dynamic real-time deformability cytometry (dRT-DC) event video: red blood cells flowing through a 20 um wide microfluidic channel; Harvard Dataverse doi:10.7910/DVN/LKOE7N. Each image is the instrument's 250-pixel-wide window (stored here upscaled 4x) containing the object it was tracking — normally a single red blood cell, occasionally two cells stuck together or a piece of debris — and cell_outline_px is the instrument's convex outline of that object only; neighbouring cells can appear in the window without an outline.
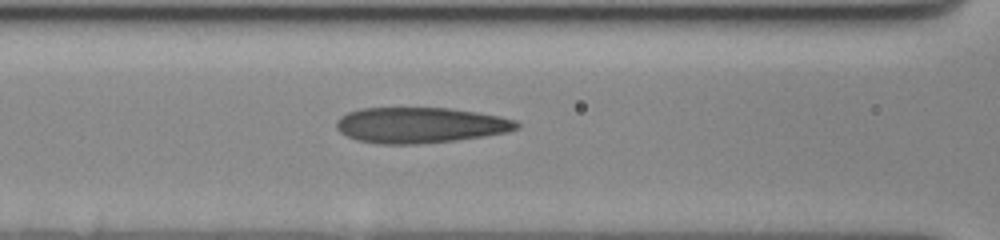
{"species": "human", "species_latin": "Homo sapiens", "temperature_condition": "cold", "stored_images_in_passage": 46, "camera_frame_rate_fps": 3000, "um_per_image_px": 0.085, "donor": {"sex": "female"}, "frame": {"image": 1, "passage_image": 20, "time_ms": 6.333, "image_size_px": [1000, 240], "cell_outline_px": [[520, 124], [516, 128], [508, 132], [484, 136], [456, 140], [416, 144], [380, 144], [356, 140], [340, 132], [336, 128], [336, 120], [340, 116], [348, 112], [360, 108], [448, 108], [476, 112], [500, 116], [516, 120]], "centroid_in_image_um": [35.7, 10.63], "position_along_channel_um": 130.9, "area_um2": 37.51}}
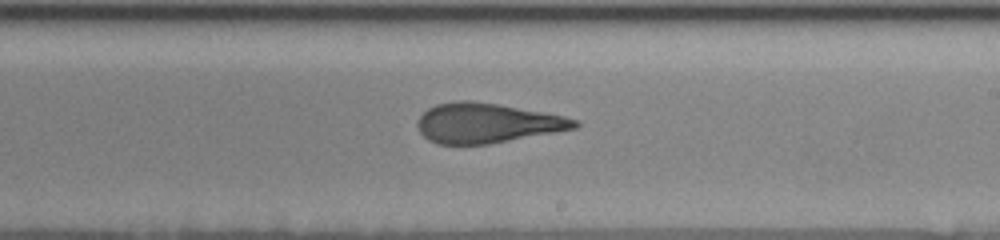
{"frame": {"image": 2, "passage_image": 30, "time_ms": 9.667, "image_size_px": [1000, 240], "cell_outline_px": [[580, 124], [576, 128], [488, 144], [436, 144], [428, 140], [420, 132], [416, 124], [420, 116], [428, 108], [436, 104], [456, 100], [468, 100], [496, 104], [564, 116], [576, 120]], "centroid_in_image_um": [41.33, 10.46], "position_along_channel_um": 247.7, "area_um2": 36.07}}
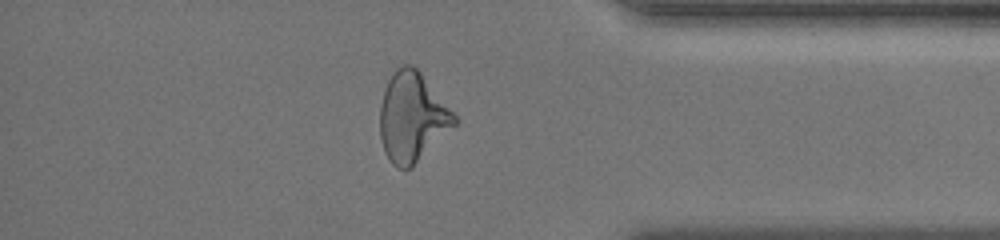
{"frame": {"image": 3, "passage_image": 44, "time_ms": 14.333, "image_size_px": [1000, 240], "cell_outline_px": [[460, 120], [412, 168], [396, 168], [388, 160], [384, 152], [380, 136], [380, 104], [388, 80], [396, 68], [404, 64], [412, 64], [420, 72]], "centroid_in_image_um": [35.03, 9.98], "position_along_channel_um": 400.2, "area_um2": 38.73}}